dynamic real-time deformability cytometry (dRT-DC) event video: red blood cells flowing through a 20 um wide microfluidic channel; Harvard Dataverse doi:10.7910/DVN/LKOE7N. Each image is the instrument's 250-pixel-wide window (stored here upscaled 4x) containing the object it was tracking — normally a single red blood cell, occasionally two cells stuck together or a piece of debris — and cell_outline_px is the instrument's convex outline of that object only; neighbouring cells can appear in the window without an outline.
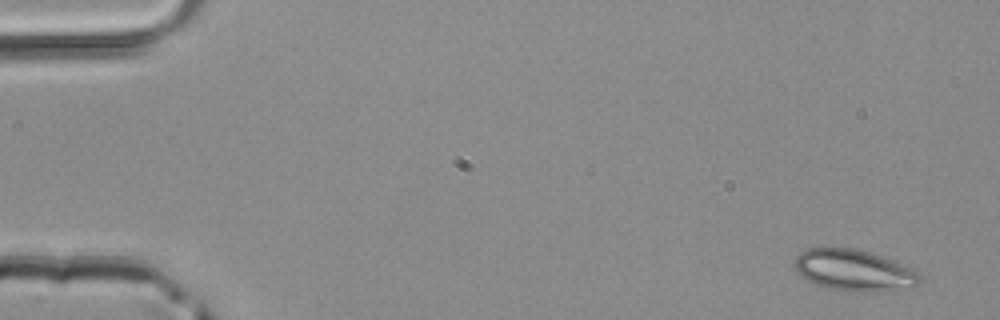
{"species": "common noctule bat (a hibernating species)", "species_latin": "Nyctalus noctula", "temperature_condition": "room temperature", "stored_images_in_passage": 5, "segment_of_instrument_passage": [1, 2], "camera_frame_rate_fps": 3000, "um_per_image_px": 0.085, "animal": {"sex": "male", "body_mass_g": 20.4}, "frame": {"image": 1, "passage_image": 1, "time_ms": 0.0, "image_size_px": [1000, 320], "cell_outline_px": [[920, 280], [912, 288], [888, 292], [876, 292], [824, 288], [808, 280], [796, 272], [792, 264], [796, 256], [800, 252], [808, 248], [856, 248], [880, 256], [900, 264], [916, 272], [920, 276]], "centroid_in_image_um": [72.54, 22.99], "position_along_channel_um": 12.5, "area_um2": 30.0}}